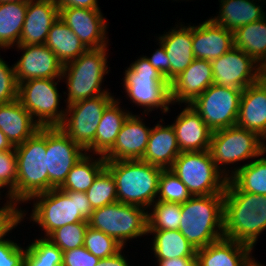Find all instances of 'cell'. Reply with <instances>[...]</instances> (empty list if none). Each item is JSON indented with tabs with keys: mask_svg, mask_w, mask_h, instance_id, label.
Returning a JSON list of instances; mask_svg holds the SVG:
<instances>
[{
	"mask_svg": "<svg viewBox=\"0 0 266 266\" xmlns=\"http://www.w3.org/2000/svg\"><path fill=\"white\" fill-rule=\"evenodd\" d=\"M252 253H250L245 261L243 262V265L242 266H264L262 265L259 261H256L255 260V257L254 256H251Z\"/></svg>",
	"mask_w": 266,
	"mask_h": 266,
	"instance_id": "f5cc1de1",
	"label": "cell"
},
{
	"mask_svg": "<svg viewBox=\"0 0 266 266\" xmlns=\"http://www.w3.org/2000/svg\"><path fill=\"white\" fill-rule=\"evenodd\" d=\"M17 168L15 147L0 151V181L7 187V192L4 194L7 206H19L16 203Z\"/></svg>",
	"mask_w": 266,
	"mask_h": 266,
	"instance_id": "b9f144b4",
	"label": "cell"
},
{
	"mask_svg": "<svg viewBox=\"0 0 266 266\" xmlns=\"http://www.w3.org/2000/svg\"><path fill=\"white\" fill-rule=\"evenodd\" d=\"M184 106L171 124L175 130L180 151L209 150L213 131L189 104Z\"/></svg>",
	"mask_w": 266,
	"mask_h": 266,
	"instance_id": "44dd1931",
	"label": "cell"
},
{
	"mask_svg": "<svg viewBox=\"0 0 266 266\" xmlns=\"http://www.w3.org/2000/svg\"><path fill=\"white\" fill-rule=\"evenodd\" d=\"M242 92L213 83L189 105L214 132L236 125Z\"/></svg>",
	"mask_w": 266,
	"mask_h": 266,
	"instance_id": "4fadbf2b",
	"label": "cell"
},
{
	"mask_svg": "<svg viewBox=\"0 0 266 266\" xmlns=\"http://www.w3.org/2000/svg\"><path fill=\"white\" fill-rule=\"evenodd\" d=\"M15 48L23 52L13 64L18 84L29 79H61L64 65L45 44L17 45Z\"/></svg>",
	"mask_w": 266,
	"mask_h": 266,
	"instance_id": "e0dca14e",
	"label": "cell"
},
{
	"mask_svg": "<svg viewBox=\"0 0 266 266\" xmlns=\"http://www.w3.org/2000/svg\"><path fill=\"white\" fill-rule=\"evenodd\" d=\"M85 193L93 210L117 202L115 180L106 168Z\"/></svg>",
	"mask_w": 266,
	"mask_h": 266,
	"instance_id": "74e56055",
	"label": "cell"
},
{
	"mask_svg": "<svg viewBox=\"0 0 266 266\" xmlns=\"http://www.w3.org/2000/svg\"><path fill=\"white\" fill-rule=\"evenodd\" d=\"M121 100L115 98L103 111L101 120L97 127L95 140L86 150L87 154L104 156L114 145L117 135L120 132L128 116L133 113L121 108Z\"/></svg>",
	"mask_w": 266,
	"mask_h": 266,
	"instance_id": "4316f807",
	"label": "cell"
},
{
	"mask_svg": "<svg viewBox=\"0 0 266 266\" xmlns=\"http://www.w3.org/2000/svg\"><path fill=\"white\" fill-rule=\"evenodd\" d=\"M236 125L266 141V85L261 80L243 90Z\"/></svg>",
	"mask_w": 266,
	"mask_h": 266,
	"instance_id": "cb8c5ba5",
	"label": "cell"
},
{
	"mask_svg": "<svg viewBox=\"0 0 266 266\" xmlns=\"http://www.w3.org/2000/svg\"><path fill=\"white\" fill-rule=\"evenodd\" d=\"M25 252L19 243L4 238L0 241V266H24Z\"/></svg>",
	"mask_w": 266,
	"mask_h": 266,
	"instance_id": "ee69618b",
	"label": "cell"
},
{
	"mask_svg": "<svg viewBox=\"0 0 266 266\" xmlns=\"http://www.w3.org/2000/svg\"><path fill=\"white\" fill-rule=\"evenodd\" d=\"M59 18V8L54 0H30L19 45L45 44L51 26Z\"/></svg>",
	"mask_w": 266,
	"mask_h": 266,
	"instance_id": "7402d4cb",
	"label": "cell"
},
{
	"mask_svg": "<svg viewBox=\"0 0 266 266\" xmlns=\"http://www.w3.org/2000/svg\"><path fill=\"white\" fill-rule=\"evenodd\" d=\"M2 200V199H0ZM4 206L0 207V213H2L8 206L3 204Z\"/></svg>",
	"mask_w": 266,
	"mask_h": 266,
	"instance_id": "6f0895ef",
	"label": "cell"
},
{
	"mask_svg": "<svg viewBox=\"0 0 266 266\" xmlns=\"http://www.w3.org/2000/svg\"><path fill=\"white\" fill-rule=\"evenodd\" d=\"M0 56V105L18 99V83L14 65L10 66Z\"/></svg>",
	"mask_w": 266,
	"mask_h": 266,
	"instance_id": "7bdbcfd3",
	"label": "cell"
},
{
	"mask_svg": "<svg viewBox=\"0 0 266 266\" xmlns=\"http://www.w3.org/2000/svg\"><path fill=\"white\" fill-rule=\"evenodd\" d=\"M147 234L153 235L150 245L156 260L196 257L197 250L179 230H148Z\"/></svg>",
	"mask_w": 266,
	"mask_h": 266,
	"instance_id": "4dcf8cb0",
	"label": "cell"
},
{
	"mask_svg": "<svg viewBox=\"0 0 266 266\" xmlns=\"http://www.w3.org/2000/svg\"><path fill=\"white\" fill-rule=\"evenodd\" d=\"M59 18L87 49L108 47V23L101 9L59 8Z\"/></svg>",
	"mask_w": 266,
	"mask_h": 266,
	"instance_id": "2e32d148",
	"label": "cell"
},
{
	"mask_svg": "<svg viewBox=\"0 0 266 266\" xmlns=\"http://www.w3.org/2000/svg\"><path fill=\"white\" fill-rule=\"evenodd\" d=\"M108 47L87 49L80 57L65 64L61 79L65 80L67 93L64 91L65 104L90 99L110 93L102 88L104 77L110 72L108 68Z\"/></svg>",
	"mask_w": 266,
	"mask_h": 266,
	"instance_id": "8992f818",
	"label": "cell"
},
{
	"mask_svg": "<svg viewBox=\"0 0 266 266\" xmlns=\"http://www.w3.org/2000/svg\"><path fill=\"white\" fill-rule=\"evenodd\" d=\"M112 174L117 201L146 210L156 201L162 168L141 159L106 161Z\"/></svg>",
	"mask_w": 266,
	"mask_h": 266,
	"instance_id": "277c9868",
	"label": "cell"
},
{
	"mask_svg": "<svg viewBox=\"0 0 266 266\" xmlns=\"http://www.w3.org/2000/svg\"><path fill=\"white\" fill-rule=\"evenodd\" d=\"M14 146L8 140L6 135L0 130V151H6L13 149Z\"/></svg>",
	"mask_w": 266,
	"mask_h": 266,
	"instance_id": "816d5d0a",
	"label": "cell"
},
{
	"mask_svg": "<svg viewBox=\"0 0 266 266\" xmlns=\"http://www.w3.org/2000/svg\"><path fill=\"white\" fill-rule=\"evenodd\" d=\"M213 83L211 61L194 59L190 66L170 83L172 104H191Z\"/></svg>",
	"mask_w": 266,
	"mask_h": 266,
	"instance_id": "ffe728a7",
	"label": "cell"
},
{
	"mask_svg": "<svg viewBox=\"0 0 266 266\" xmlns=\"http://www.w3.org/2000/svg\"><path fill=\"white\" fill-rule=\"evenodd\" d=\"M177 23L168 32L156 36L160 41L170 62V83L194 61L192 44V25ZM179 25V26H178ZM158 37V39H157Z\"/></svg>",
	"mask_w": 266,
	"mask_h": 266,
	"instance_id": "603a6c76",
	"label": "cell"
},
{
	"mask_svg": "<svg viewBox=\"0 0 266 266\" xmlns=\"http://www.w3.org/2000/svg\"><path fill=\"white\" fill-rule=\"evenodd\" d=\"M99 260L84 246H81L63 252L62 266H96Z\"/></svg>",
	"mask_w": 266,
	"mask_h": 266,
	"instance_id": "bcb514c9",
	"label": "cell"
},
{
	"mask_svg": "<svg viewBox=\"0 0 266 266\" xmlns=\"http://www.w3.org/2000/svg\"><path fill=\"white\" fill-rule=\"evenodd\" d=\"M157 266H198L196 257L156 260Z\"/></svg>",
	"mask_w": 266,
	"mask_h": 266,
	"instance_id": "f907efd6",
	"label": "cell"
},
{
	"mask_svg": "<svg viewBox=\"0 0 266 266\" xmlns=\"http://www.w3.org/2000/svg\"><path fill=\"white\" fill-rule=\"evenodd\" d=\"M126 68L122 78L126 98L128 96L131 103L141 106L143 114H149L158 108L163 115L169 113V106L173 105L170 83L146 57H138Z\"/></svg>",
	"mask_w": 266,
	"mask_h": 266,
	"instance_id": "5b68a950",
	"label": "cell"
},
{
	"mask_svg": "<svg viewBox=\"0 0 266 266\" xmlns=\"http://www.w3.org/2000/svg\"><path fill=\"white\" fill-rule=\"evenodd\" d=\"M28 212L19 206H8L0 213V241L12 232L21 221H24Z\"/></svg>",
	"mask_w": 266,
	"mask_h": 266,
	"instance_id": "f6af8a7d",
	"label": "cell"
},
{
	"mask_svg": "<svg viewBox=\"0 0 266 266\" xmlns=\"http://www.w3.org/2000/svg\"><path fill=\"white\" fill-rule=\"evenodd\" d=\"M224 194L192 196L181 204L179 231L196 250L223 238Z\"/></svg>",
	"mask_w": 266,
	"mask_h": 266,
	"instance_id": "3957f363",
	"label": "cell"
},
{
	"mask_svg": "<svg viewBox=\"0 0 266 266\" xmlns=\"http://www.w3.org/2000/svg\"><path fill=\"white\" fill-rule=\"evenodd\" d=\"M17 158L16 203H28L36 194L49 191L46 161V127H41L15 147Z\"/></svg>",
	"mask_w": 266,
	"mask_h": 266,
	"instance_id": "52a82bcc",
	"label": "cell"
},
{
	"mask_svg": "<svg viewBox=\"0 0 266 266\" xmlns=\"http://www.w3.org/2000/svg\"><path fill=\"white\" fill-rule=\"evenodd\" d=\"M87 228L88 222L67 224L54 230L47 239L65 252L84 245V236Z\"/></svg>",
	"mask_w": 266,
	"mask_h": 266,
	"instance_id": "ab89813d",
	"label": "cell"
},
{
	"mask_svg": "<svg viewBox=\"0 0 266 266\" xmlns=\"http://www.w3.org/2000/svg\"><path fill=\"white\" fill-rule=\"evenodd\" d=\"M83 246L99 259L113 256L124 248L114 238L90 226L86 229Z\"/></svg>",
	"mask_w": 266,
	"mask_h": 266,
	"instance_id": "60d3db41",
	"label": "cell"
},
{
	"mask_svg": "<svg viewBox=\"0 0 266 266\" xmlns=\"http://www.w3.org/2000/svg\"><path fill=\"white\" fill-rule=\"evenodd\" d=\"M3 188H7L1 181H0V199H1V197H3V196H1L2 195V193L4 192V191H1V189H3ZM2 192V193H1Z\"/></svg>",
	"mask_w": 266,
	"mask_h": 266,
	"instance_id": "9f6ffc18",
	"label": "cell"
},
{
	"mask_svg": "<svg viewBox=\"0 0 266 266\" xmlns=\"http://www.w3.org/2000/svg\"><path fill=\"white\" fill-rule=\"evenodd\" d=\"M260 80L266 85V67L262 70Z\"/></svg>",
	"mask_w": 266,
	"mask_h": 266,
	"instance_id": "11a10c76",
	"label": "cell"
},
{
	"mask_svg": "<svg viewBox=\"0 0 266 266\" xmlns=\"http://www.w3.org/2000/svg\"><path fill=\"white\" fill-rule=\"evenodd\" d=\"M234 46L266 67V16L233 32Z\"/></svg>",
	"mask_w": 266,
	"mask_h": 266,
	"instance_id": "d6a6232c",
	"label": "cell"
},
{
	"mask_svg": "<svg viewBox=\"0 0 266 266\" xmlns=\"http://www.w3.org/2000/svg\"><path fill=\"white\" fill-rule=\"evenodd\" d=\"M85 154L68 173L64 183L59 187L62 191L86 192L97 176L106 168V160L102 155Z\"/></svg>",
	"mask_w": 266,
	"mask_h": 266,
	"instance_id": "836d02e7",
	"label": "cell"
},
{
	"mask_svg": "<svg viewBox=\"0 0 266 266\" xmlns=\"http://www.w3.org/2000/svg\"><path fill=\"white\" fill-rule=\"evenodd\" d=\"M86 151L59 127H46V161L49 190L59 188L71 168L81 160Z\"/></svg>",
	"mask_w": 266,
	"mask_h": 266,
	"instance_id": "5bb4252c",
	"label": "cell"
},
{
	"mask_svg": "<svg viewBox=\"0 0 266 266\" xmlns=\"http://www.w3.org/2000/svg\"><path fill=\"white\" fill-rule=\"evenodd\" d=\"M58 8L78 7L85 9H100L98 0H54Z\"/></svg>",
	"mask_w": 266,
	"mask_h": 266,
	"instance_id": "c3c4849f",
	"label": "cell"
},
{
	"mask_svg": "<svg viewBox=\"0 0 266 266\" xmlns=\"http://www.w3.org/2000/svg\"><path fill=\"white\" fill-rule=\"evenodd\" d=\"M27 3H0V48L6 51L19 45ZM6 48V49H5Z\"/></svg>",
	"mask_w": 266,
	"mask_h": 266,
	"instance_id": "e575fe53",
	"label": "cell"
},
{
	"mask_svg": "<svg viewBox=\"0 0 266 266\" xmlns=\"http://www.w3.org/2000/svg\"><path fill=\"white\" fill-rule=\"evenodd\" d=\"M111 95L106 93L66 105L63 121L58 127L86 151L95 140L103 111L115 99Z\"/></svg>",
	"mask_w": 266,
	"mask_h": 266,
	"instance_id": "7c38bea8",
	"label": "cell"
},
{
	"mask_svg": "<svg viewBox=\"0 0 266 266\" xmlns=\"http://www.w3.org/2000/svg\"><path fill=\"white\" fill-rule=\"evenodd\" d=\"M264 150L266 142L262 138L255 132L237 125L214 131L209 148L215 165L228 179V165H238V162L256 159Z\"/></svg>",
	"mask_w": 266,
	"mask_h": 266,
	"instance_id": "30bf717a",
	"label": "cell"
},
{
	"mask_svg": "<svg viewBox=\"0 0 266 266\" xmlns=\"http://www.w3.org/2000/svg\"><path fill=\"white\" fill-rule=\"evenodd\" d=\"M266 230V195L240 191L229 179L224 191L223 236L254 249Z\"/></svg>",
	"mask_w": 266,
	"mask_h": 266,
	"instance_id": "6da1fadb",
	"label": "cell"
},
{
	"mask_svg": "<svg viewBox=\"0 0 266 266\" xmlns=\"http://www.w3.org/2000/svg\"><path fill=\"white\" fill-rule=\"evenodd\" d=\"M219 2L220 8L217 12L219 14L210 18L232 32L266 16L263 9L265 8L263 4H266L259 0H219Z\"/></svg>",
	"mask_w": 266,
	"mask_h": 266,
	"instance_id": "f1b7e54d",
	"label": "cell"
},
{
	"mask_svg": "<svg viewBox=\"0 0 266 266\" xmlns=\"http://www.w3.org/2000/svg\"><path fill=\"white\" fill-rule=\"evenodd\" d=\"M30 222L38 224L47 238L54 230L67 224L88 222L93 212L86 193L62 191L53 188L47 192L34 195Z\"/></svg>",
	"mask_w": 266,
	"mask_h": 266,
	"instance_id": "7a4b0ae2",
	"label": "cell"
},
{
	"mask_svg": "<svg viewBox=\"0 0 266 266\" xmlns=\"http://www.w3.org/2000/svg\"><path fill=\"white\" fill-rule=\"evenodd\" d=\"M30 0H0V3L4 2H18V3H28Z\"/></svg>",
	"mask_w": 266,
	"mask_h": 266,
	"instance_id": "db71d44e",
	"label": "cell"
},
{
	"mask_svg": "<svg viewBox=\"0 0 266 266\" xmlns=\"http://www.w3.org/2000/svg\"><path fill=\"white\" fill-rule=\"evenodd\" d=\"M45 45L65 65L80 57L87 48L77 35L60 19L51 26Z\"/></svg>",
	"mask_w": 266,
	"mask_h": 266,
	"instance_id": "f546056e",
	"label": "cell"
},
{
	"mask_svg": "<svg viewBox=\"0 0 266 266\" xmlns=\"http://www.w3.org/2000/svg\"><path fill=\"white\" fill-rule=\"evenodd\" d=\"M191 197L188 188L170 169H162L156 201L183 204Z\"/></svg>",
	"mask_w": 266,
	"mask_h": 266,
	"instance_id": "f35d334b",
	"label": "cell"
},
{
	"mask_svg": "<svg viewBox=\"0 0 266 266\" xmlns=\"http://www.w3.org/2000/svg\"><path fill=\"white\" fill-rule=\"evenodd\" d=\"M87 221L88 226L114 238L124 248L129 240L148 235L147 210L136 205L117 201L94 209Z\"/></svg>",
	"mask_w": 266,
	"mask_h": 266,
	"instance_id": "ba28073f",
	"label": "cell"
},
{
	"mask_svg": "<svg viewBox=\"0 0 266 266\" xmlns=\"http://www.w3.org/2000/svg\"><path fill=\"white\" fill-rule=\"evenodd\" d=\"M254 250L250 246L223 237L196 251L198 266H242Z\"/></svg>",
	"mask_w": 266,
	"mask_h": 266,
	"instance_id": "83f0119b",
	"label": "cell"
},
{
	"mask_svg": "<svg viewBox=\"0 0 266 266\" xmlns=\"http://www.w3.org/2000/svg\"><path fill=\"white\" fill-rule=\"evenodd\" d=\"M38 238L26 246L24 266H62L63 251L49 239Z\"/></svg>",
	"mask_w": 266,
	"mask_h": 266,
	"instance_id": "d590c367",
	"label": "cell"
},
{
	"mask_svg": "<svg viewBox=\"0 0 266 266\" xmlns=\"http://www.w3.org/2000/svg\"><path fill=\"white\" fill-rule=\"evenodd\" d=\"M143 115L148 116L143 113L128 116L113 147L103 156L106 161L142 159L152 129L144 123Z\"/></svg>",
	"mask_w": 266,
	"mask_h": 266,
	"instance_id": "ac0fdd59",
	"label": "cell"
},
{
	"mask_svg": "<svg viewBox=\"0 0 266 266\" xmlns=\"http://www.w3.org/2000/svg\"><path fill=\"white\" fill-rule=\"evenodd\" d=\"M192 44L195 59L213 61L234 47L233 32L209 18L193 24Z\"/></svg>",
	"mask_w": 266,
	"mask_h": 266,
	"instance_id": "d6986e66",
	"label": "cell"
},
{
	"mask_svg": "<svg viewBox=\"0 0 266 266\" xmlns=\"http://www.w3.org/2000/svg\"><path fill=\"white\" fill-rule=\"evenodd\" d=\"M211 65L215 84L242 90L257 83L263 70L252 57L235 46L211 61Z\"/></svg>",
	"mask_w": 266,
	"mask_h": 266,
	"instance_id": "9a60e30c",
	"label": "cell"
},
{
	"mask_svg": "<svg viewBox=\"0 0 266 266\" xmlns=\"http://www.w3.org/2000/svg\"><path fill=\"white\" fill-rule=\"evenodd\" d=\"M157 122L151 129L147 148L141 160L162 169H170L181 151L173 126L163 125V118Z\"/></svg>",
	"mask_w": 266,
	"mask_h": 266,
	"instance_id": "d4e9b609",
	"label": "cell"
},
{
	"mask_svg": "<svg viewBox=\"0 0 266 266\" xmlns=\"http://www.w3.org/2000/svg\"><path fill=\"white\" fill-rule=\"evenodd\" d=\"M266 150L247 164L228 167L229 180L242 192L266 195ZM263 156V157H262Z\"/></svg>",
	"mask_w": 266,
	"mask_h": 266,
	"instance_id": "1f68e13d",
	"label": "cell"
},
{
	"mask_svg": "<svg viewBox=\"0 0 266 266\" xmlns=\"http://www.w3.org/2000/svg\"><path fill=\"white\" fill-rule=\"evenodd\" d=\"M122 251L123 248L113 256L100 259L96 266H130L127 256L125 257Z\"/></svg>",
	"mask_w": 266,
	"mask_h": 266,
	"instance_id": "681fc988",
	"label": "cell"
},
{
	"mask_svg": "<svg viewBox=\"0 0 266 266\" xmlns=\"http://www.w3.org/2000/svg\"><path fill=\"white\" fill-rule=\"evenodd\" d=\"M60 81L63 80L29 79L18 84L19 102L41 127H58L63 121L66 108L59 107L62 96L57 85Z\"/></svg>",
	"mask_w": 266,
	"mask_h": 266,
	"instance_id": "8fae6325",
	"label": "cell"
},
{
	"mask_svg": "<svg viewBox=\"0 0 266 266\" xmlns=\"http://www.w3.org/2000/svg\"><path fill=\"white\" fill-rule=\"evenodd\" d=\"M181 204L155 201L147 210L148 230H178Z\"/></svg>",
	"mask_w": 266,
	"mask_h": 266,
	"instance_id": "8d00e7d4",
	"label": "cell"
},
{
	"mask_svg": "<svg viewBox=\"0 0 266 266\" xmlns=\"http://www.w3.org/2000/svg\"><path fill=\"white\" fill-rule=\"evenodd\" d=\"M159 47L154 50L152 56H146V59L149 61V63L157 69L170 83V62L169 58L166 55L165 48L163 44L159 41L157 43Z\"/></svg>",
	"mask_w": 266,
	"mask_h": 266,
	"instance_id": "7dc6e473",
	"label": "cell"
},
{
	"mask_svg": "<svg viewBox=\"0 0 266 266\" xmlns=\"http://www.w3.org/2000/svg\"><path fill=\"white\" fill-rule=\"evenodd\" d=\"M170 170L192 196L224 194L228 178L217 168L209 150L181 152Z\"/></svg>",
	"mask_w": 266,
	"mask_h": 266,
	"instance_id": "9c48e42d",
	"label": "cell"
},
{
	"mask_svg": "<svg viewBox=\"0 0 266 266\" xmlns=\"http://www.w3.org/2000/svg\"><path fill=\"white\" fill-rule=\"evenodd\" d=\"M40 128L18 99L0 105V130L14 147L24 143Z\"/></svg>",
	"mask_w": 266,
	"mask_h": 266,
	"instance_id": "484cf974",
	"label": "cell"
}]
</instances>
